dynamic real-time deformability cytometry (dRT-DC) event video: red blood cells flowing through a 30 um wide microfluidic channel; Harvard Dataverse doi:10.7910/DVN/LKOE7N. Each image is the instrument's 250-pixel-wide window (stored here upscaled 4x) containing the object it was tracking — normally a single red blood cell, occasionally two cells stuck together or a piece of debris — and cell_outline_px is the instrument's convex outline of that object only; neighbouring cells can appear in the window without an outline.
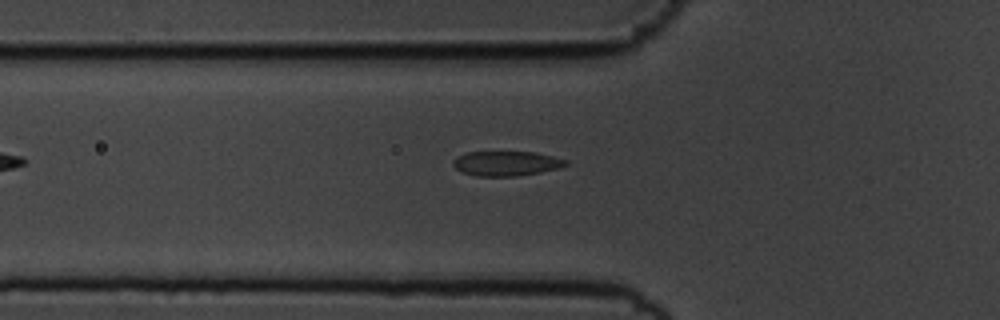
{"species": "common noctule bat (a hibernating species)", "species_latin": "Nyctalus noctula", "temperature_condition": "cold", "stored_images_in_passage": 39, "camera_frame_rate_fps": 3000, "um_per_image_px": 0.085, "animal": {"sex": "male", "body_mass_g": 19.5, "forearm_length_mm": 54.6}, "frame": {"image": 1, "passage_image": 2, "time_ms": 0.333, "image_size_px": [1000, 320], "cell_outline_px": [[568, 164], [560, 168], [540, 172], [516, 176], [476, 176], [464, 172], [456, 168], [452, 164], [452, 160], [456, 156], [468, 152], [532, 152], [552, 156], [568, 160]], "centroid_in_image_um": [43.03, 13.89], "position_along_channel_um": 82.8, "area_um2": 16.18}}
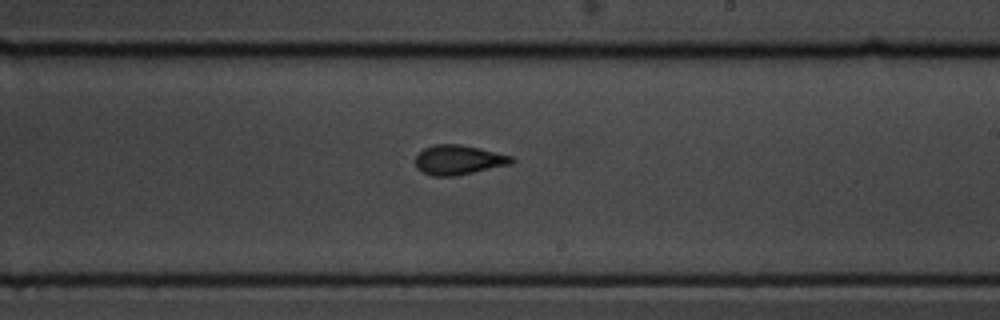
{"frame": {"image": 2, "passage_image": 16, "time_ms": 5.0, "image_size_px": [1000, 320], "cell_outline_px": [[516, 160], [512, 164], [456, 176], [432, 176], [416, 168], [416, 156], [424, 148], [432, 144], [460, 144], [480, 148], [512, 156]], "centroid_in_image_um": [38.99, 13.59], "position_along_channel_um": 250.0, "area_um2": 16.7}}
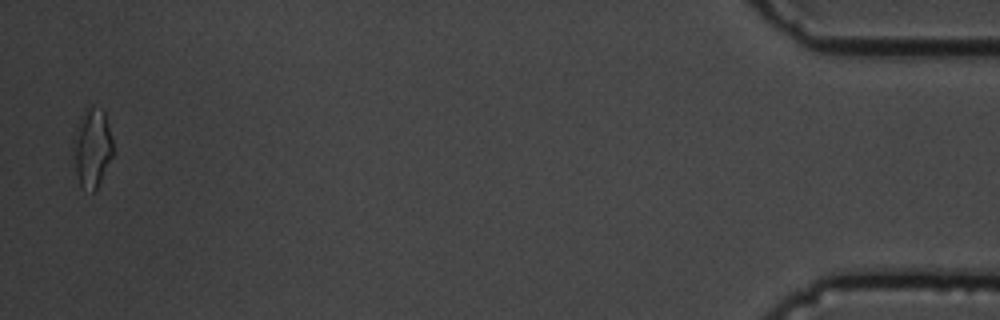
{"frame": {"image": 3, "passage_image": 38, "time_ms": 12.333, "image_size_px": [1000, 320], "cell_outline_px": [[112, 156], [96, 188], [92, 192], [80, 184], [76, 172], [72, 148], [72, 140], [80, 116], [88, 104], [92, 104], [104, 108], [112, 140]], "centroid_in_image_um": [7.81, 12.44], "position_along_channel_um": 427.4, "area_um2": 18.32}, "authors_computed_cell_mechanics": {"area_um2": 16.6464, "velocity_mm_per_s": 3.5695, "shape_relaxation_time_tau1_ms": 3.6678, "shape_relaxation_time_tau2_ms": 1.7286, "deformation_change_tau1": 0.1285, "deformation_change_tau2": 0.0539}}